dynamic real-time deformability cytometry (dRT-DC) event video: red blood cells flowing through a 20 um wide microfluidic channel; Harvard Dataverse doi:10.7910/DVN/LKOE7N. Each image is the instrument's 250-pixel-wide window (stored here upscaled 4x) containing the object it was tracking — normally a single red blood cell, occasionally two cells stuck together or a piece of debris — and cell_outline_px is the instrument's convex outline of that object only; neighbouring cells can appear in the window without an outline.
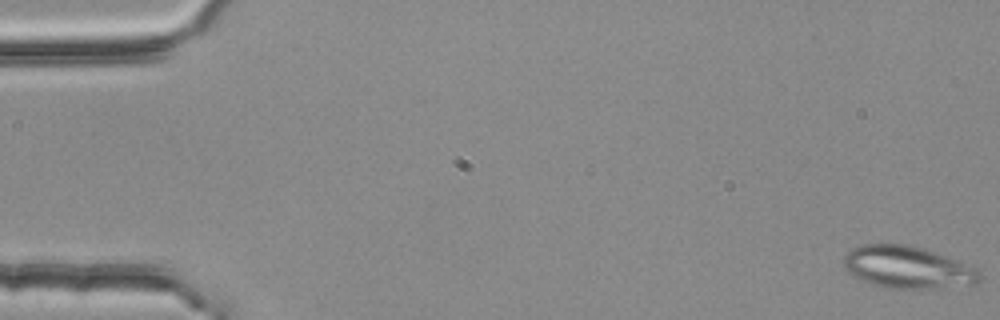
{"species": "common noctule bat (a hibernating species)", "species_latin": "Nyctalus noctula", "temperature_condition": "room temperature", "stored_images_in_passage": 53, "segment_of_instrument_passage": [1, 2], "camera_frame_rate_fps": 3000, "um_per_image_px": 0.085, "animal": {"sex": "female", "body_mass_g": 25.1}, "frame": {"image": 1, "passage_image": 1, "time_ms": 0.0, "image_size_px": [1000, 320], "cell_outline_px": [[980, 280], [976, 284], [928, 288], [884, 288], [872, 284], [856, 276], [844, 264], [844, 256], [852, 248], [860, 244], [912, 244], [936, 252], [976, 268], [980, 272]], "centroid_in_image_um": [77.16, 22.7], "position_along_channel_um": 7.8, "area_um2": 33.06}}